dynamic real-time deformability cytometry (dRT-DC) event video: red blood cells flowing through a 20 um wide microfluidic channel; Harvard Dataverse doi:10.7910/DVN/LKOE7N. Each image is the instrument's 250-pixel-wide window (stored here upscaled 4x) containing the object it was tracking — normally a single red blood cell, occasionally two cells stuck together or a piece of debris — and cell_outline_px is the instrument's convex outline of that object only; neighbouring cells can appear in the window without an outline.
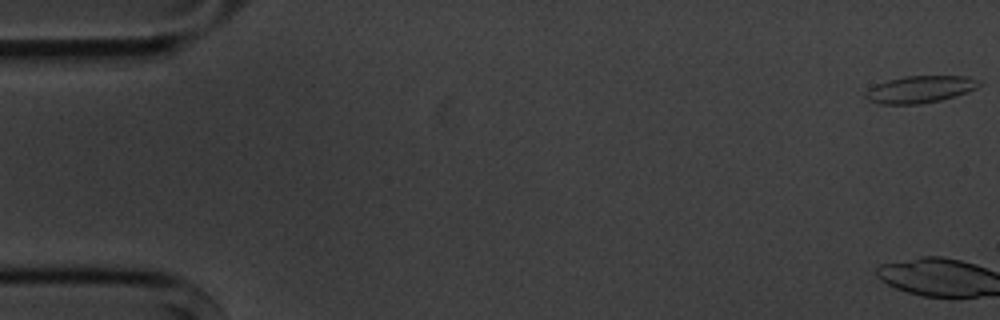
{"species": "common noctule bat (a hibernating species)", "species_latin": "Nyctalus noctula", "temperature_condition": "cold", "stored_images_in_passage": 8, "camera_frame_rate_fps": 3000, "um_per_image_px": 0.085, "animal": {"sex": "male", "body_mass_g": 20.1, "forearm_length_mm": 53.5}, "frame": {"image": 1, "passage_image": 1, "time_ms": 0.0, "image_size_px": [1000, 320], "cell_outline_px": [[984, 84], [968, 92], [940, 100], [920, 104], [880, 104], [868, 100], [864, 96], [864, 92], [868, 88], [876, 84], [888, 80], [904, 76], [968, 76], [980, 80]], "centroid_in_image_um": [78.21, 7.59], "position_along_channel_um": 6.8, "area_um2": 18.09}}
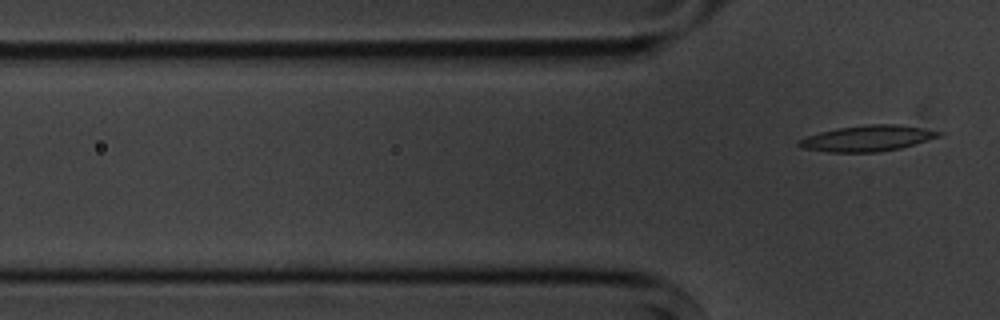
{"frame": {"image": 2, "passage_image": 8, "time_ms": 8.0, "image_size_px": [1000, 320], "cell_outline_px": [[944, 132], [940, 136], [900, 148], [880, 152], [828, 152], [800, 148], [796, 144], [796, 140], [820, 132], [836, 128], [868, 124], [896, 124]], "centroid_in_image_um": [73.66, 11.76], "position_along_channel_um": 52.1, "area_um2": 21.04}}